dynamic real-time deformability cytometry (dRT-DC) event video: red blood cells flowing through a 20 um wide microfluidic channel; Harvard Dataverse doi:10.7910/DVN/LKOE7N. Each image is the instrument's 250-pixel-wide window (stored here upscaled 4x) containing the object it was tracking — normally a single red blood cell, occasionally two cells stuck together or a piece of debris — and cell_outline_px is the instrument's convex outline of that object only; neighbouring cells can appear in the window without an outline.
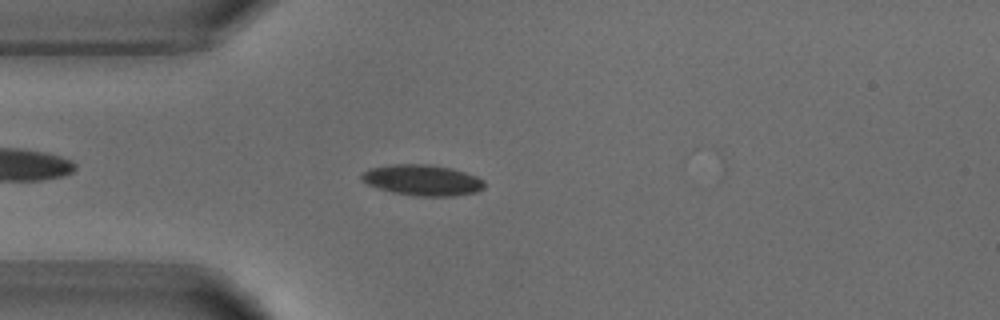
{"species": "common noctule bat (a hibernating species)", "species_latin": "Nyctalus noctula", "temperature_condition": "warm", "stored_images_in_passage": 44, "camera_frame_rate_fps": 3000, "um_per_image_px": 0.085, "animal": {"sex": "male", "body_mass_g": 18.8}, "frame": {"image": 1, "passage_image": 5, "time_ms": 1.333, "image_size_px": [1000, 320], "cell_outline_px": [[484, 188], [476, 192], [452, 196], [412, 196], [392, 192], [368, 184], [360, 180], [360, 176], [368, 168], [392, 164], [428, 164], [452, 168], [476, 176], [484, 180]], "centroid_in_image_um": [35.89, 15.31], "position_along_channel_um": 49.1, "area_um2": 22.14}}
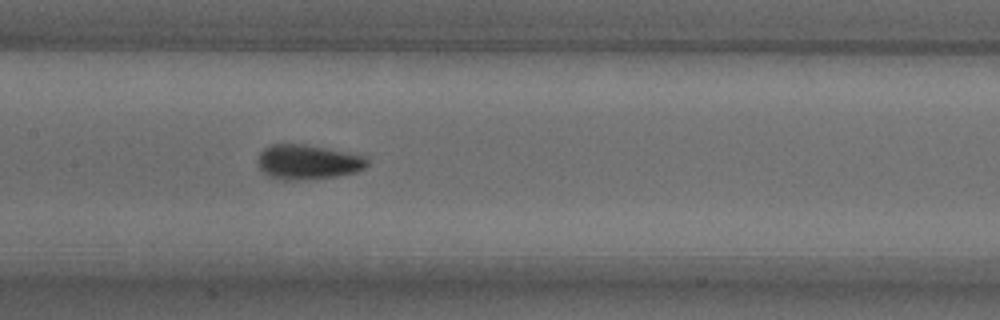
{"frame": {"image": 2, "passage_image": 16, "time_ms": 5.0, "image_size_px": [1000, 320], "cell_outline_px": [[368, 164], [364, 168], [356, 172], [336, 176], [296, 180], [284, 180], [268, 176], [256, 164], [256, 160], [260, 152], [264, 148], [272, 144], [304, 144], [348, 152], [368, 156]], "centroid_in_image_um": [26.16, 13.76], "position_along_channel_um": 181.2, "area_um2": 22.25}}
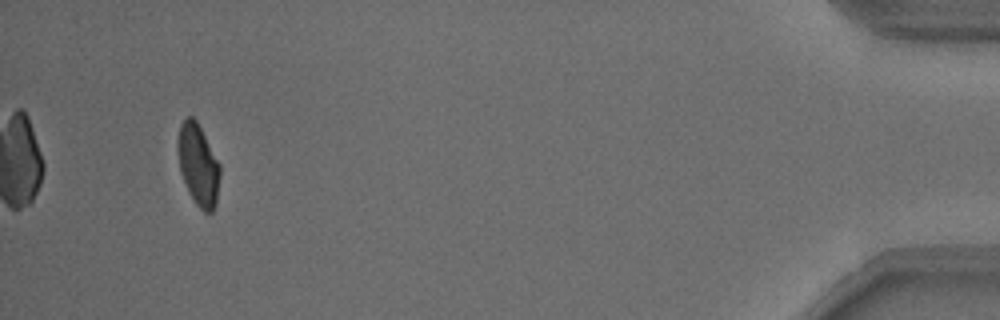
{"frame": {"image": 3, "passage_image": 41, "time_ms": 13.333, "image_size_px": [1000, 320], "cell_outline_px": [[220, 172], [216, 204], [212, 212], [204, 212], [196, 204], [188, 192], [180, 172], [176, 148], [176, 144], [180, 124], [188, 116], [192, 116], [196, 120], [220, 164]], "centroid_in_image_um": [16.82, 14.01], "position_along_channel_um": 418.4, "area_um2": 20.11}, "authors_computed_cell_mechanics": {"area_um2": 21.1548, "velocity_mm_per_s": 3.7926, "shape_relaxation_time_tau1_ms": 3.9834, "shape_relaxation_time_tau2_ms": 1.694, "deformation_change_tau1": 0.1305, "deformation_change_tau2": 0.0531}}